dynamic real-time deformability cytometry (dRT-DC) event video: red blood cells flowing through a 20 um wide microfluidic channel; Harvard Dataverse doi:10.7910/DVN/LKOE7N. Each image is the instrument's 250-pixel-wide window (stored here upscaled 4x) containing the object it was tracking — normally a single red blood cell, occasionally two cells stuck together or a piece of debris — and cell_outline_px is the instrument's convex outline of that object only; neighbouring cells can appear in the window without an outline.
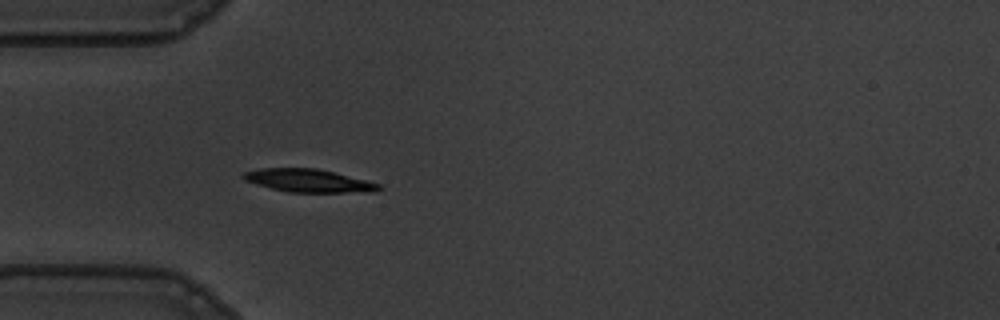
{"species": "common noctule bat (a hibernating species)", "species_latin": "Nyctalus noctula", "temperature_condition": "warm", "stored_images_in_passage": 36, "camera_frame_rate_fps": 3000, "um_per_image_px": 0.085, "animal": {"sex": "male", "body_mass_g": 19.5, "forearm_length_mm": 54.6}, "frame": {"image": 1, "passage_image": 16, "time_ms": 5.0, "image_size_px": [1000, 320], "cell_outline_px": [[384, 188], [376, 192], [288, 192], [256, 184], [244, 180], [240, 176], [244, 172], [260, 168], [316, 168], [380, 184]], "centroid_in_image_um": [26.21, 15.36], "position_along_channel_um": 58.8, "area_um2": 18.03}}